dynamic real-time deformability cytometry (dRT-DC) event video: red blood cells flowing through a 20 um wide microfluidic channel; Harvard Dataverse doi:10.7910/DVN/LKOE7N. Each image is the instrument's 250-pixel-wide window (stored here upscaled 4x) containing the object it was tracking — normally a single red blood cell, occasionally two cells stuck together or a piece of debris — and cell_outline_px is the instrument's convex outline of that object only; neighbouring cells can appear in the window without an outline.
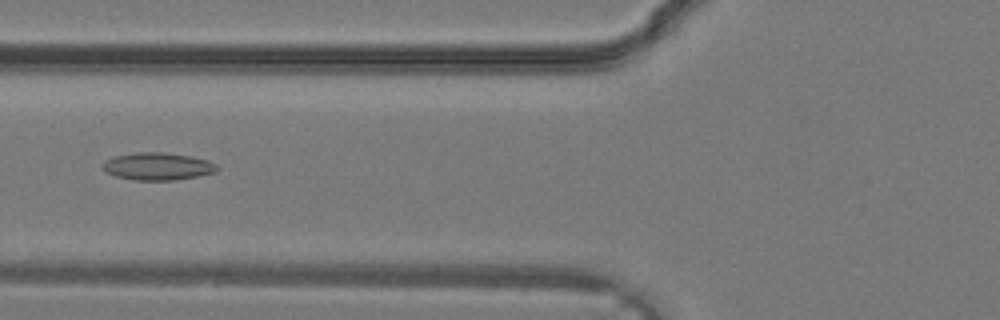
{"species": "common noctule bat (a hibernating species)", "species_latin": "Nyctalus noctula", "temperature_condition": "warm", "stored_images_in_passage": 24, "camera_frame_rate_fps": 3000, "um_per_image_px": 0.085, "animal": {"sex": "male", "body_mass_g": 19.2, "forearm_length_mm": 51.8}, "frame": {"image": 1, "passage_image": 7, "time_ms": 2.0, "image_size_px": [1000, 320], "cell_outline_px": [[220, 168], [216, 172], [176, 180], [132, 180], [116, 176], [108, 172], [100, 164], [104, 160], [112, 156], [136, 152], [164, 152], [192, 156], [208, 160], [216, 164]], "centroid_in_image_um": [13.4, 14.13], "position_along_channel_um": 112.4, "area_um2": 18.5}}
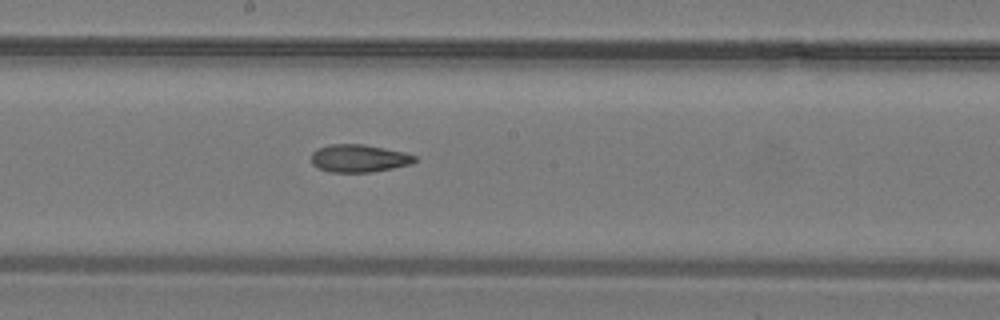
{"frame": {"image": 2, "passage_image": 12, "time_ms": 3.667, "image_size_px": [1000, 320], "cell_outline_px": [[416, 160], [412, 164], [372, 172], [328, 172], [312, 164], [312, 152], [316, 148], [328, 144], [364, 144], [404, 152], [416, 156]], "centroid_in_image_um": [30.5, 13.45], "position_along_channel_um": 217.7, "area_um2": 16.76}}
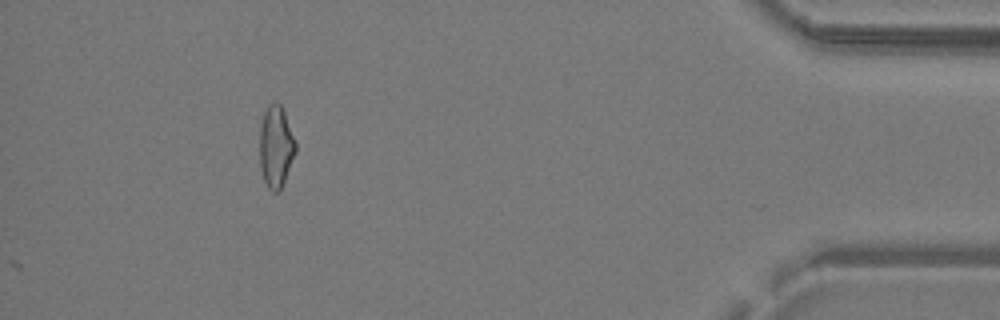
{"frame": {"image": 3, "passage_image": 24, "time_ms": 7.667, "image_size_px": [1000, 320], "cell_outline_px": [[296, 152], [284, 180], [280, 188], [276, 192], [272, 192], [268, 188], [264, 180], [260, 168], [260, 124], [264, 112], [268, 104], [276, 100], [280, 104], [284, 112], [296, 144]], "centroid_in_image_um": [23.43, 12.44], "position_along_channel_um": 411.8, "area_um2": 16.99}}